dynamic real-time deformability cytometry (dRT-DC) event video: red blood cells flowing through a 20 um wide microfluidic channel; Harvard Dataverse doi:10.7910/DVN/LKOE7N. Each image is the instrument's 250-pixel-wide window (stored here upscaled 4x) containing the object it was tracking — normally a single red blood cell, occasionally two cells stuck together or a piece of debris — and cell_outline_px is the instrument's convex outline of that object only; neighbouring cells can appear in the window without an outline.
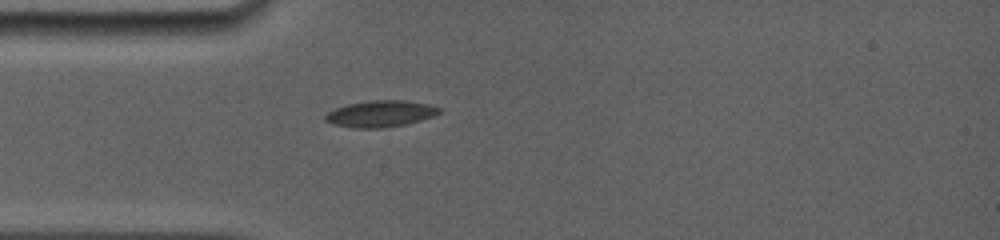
{"species": "common noctule bat (a hibernating species)", "species_latin": "Nyctalus noctula", "temperature_condition": "room temperature", "stored_images_in_passage": 28, "camera_frame_rate_fps": 5000, "um_per_image_px": 0.085, "animal": {"sex": "female", "body_mass_g": 19.0, "forearm_length_mm": 56.7}, "frame": {"image": 1, "passage_image": 1, "time_ms": 0.0, "image_size_px": [1000, 240], "cell_outline_px": [[440, 112], [432, 116], [408, 124], [380, 128], [356, 128], [332, 124], [324, 120], [324, 116], [328, 112], [336, 108], [348, 104], [368, 100], [404, 100], [428, 104], [440, 108]], "centroid_in_image_um": [32.31, 9.67], "position_along_channel_um": 52.7, "area_um2": 17.51}}
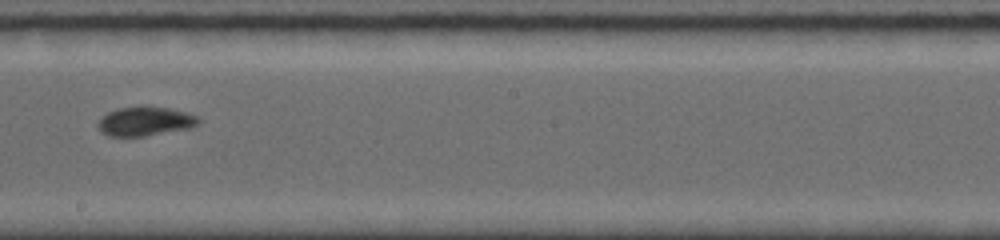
{"frame": {"image": 2, "passage_image": 12, "time_ms": 4.8, "image_size_px": [1000, 240], "cell_outline_px": [[200, 120], [196, 124], [188, 128], [144, 136], [108, 136], [100, 132], [96, 124], [100, 116], [108, 112], [120, 108], [140, 104], [144, 104], [168, 108], [200, 116]], "centroid_in_image_um": [12.27, 10.28], "position_along_channel_um": 235.9, "area_um2": 17.4}}
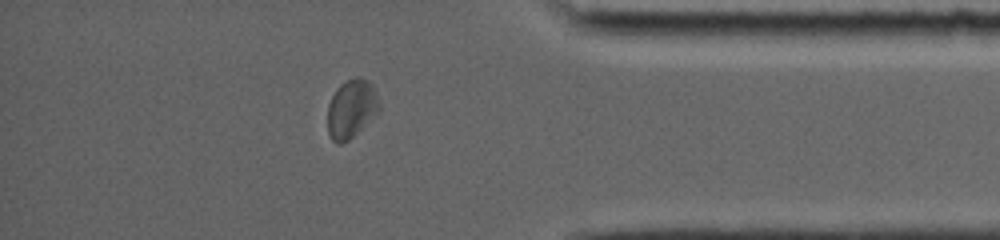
{"frame": {"image": 3, "passage_image": 23, "time_ms": 9.4, "image_size_px": [1000, 240], "cell_outline_px": [[380, 112], [348, 140], [340, 144], [336, 144], [328, 136], [328, 104], [336, 88], [340, 84], [356, 76], [360, 76], [368, 80], [372, 84], [376, 92], [380, 104]], "centroid_in_image_um": [29.88, 9.23], "position_along_channel_um": 405.3, "area_um2": 17.86}, "authors_computed_cell_mechanics": {"area_um2": 17.3978, "velocity_mm_per_s": 3.9013, "shape_relaxation_time_tau1_ms": null, "shape_relaxation_time_tau2_ms": 2.0862, "deformation_change_tau1": null, "deformation_change_tau2": 0.0465}}